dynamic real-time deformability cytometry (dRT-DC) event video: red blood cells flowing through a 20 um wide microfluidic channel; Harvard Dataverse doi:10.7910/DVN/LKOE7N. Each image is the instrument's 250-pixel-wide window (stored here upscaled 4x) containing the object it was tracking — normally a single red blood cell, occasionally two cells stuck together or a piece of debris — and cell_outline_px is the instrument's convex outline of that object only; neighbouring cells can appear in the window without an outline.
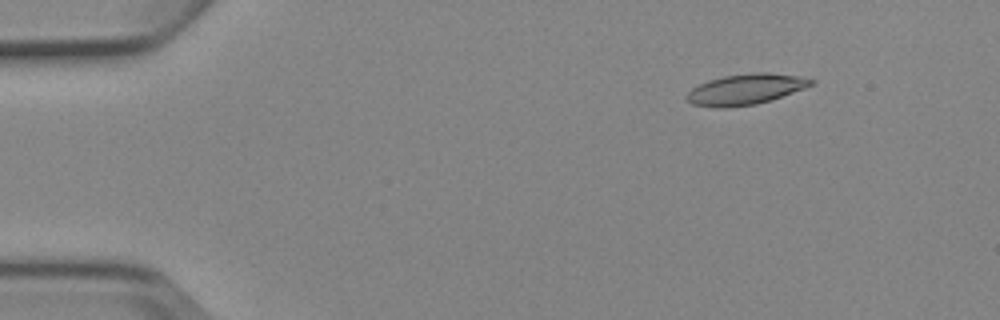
{"species": "Egyptian fruit bat (a non-hibernating species)", "species_latin": "Rousettus aegyptiacus", "temperature_condition": "cold", "stored_images_in_passage": 6, "camera_frame_rate_fps": 3000, "um_per_image_px": 0.085, "animal": {"sex": "female"}, "frame": {"image": 1, "passage_image": 2, "time_ms": 1.0, "image_size_px": [1000, 320], "cell_outline_px": [[816, 84], [772, 100], [756, 104], [728, 108], [720, 108], [692, 104], [684, 96], [692, 88], [708, 80], [724, 76], [752, 72], [768, 72], [804, 76], [816, 80]], "centroid_in_image_um": [63.44, 7.58], "position_along_channel_um": 21.6, "area_um2": 22.6}}
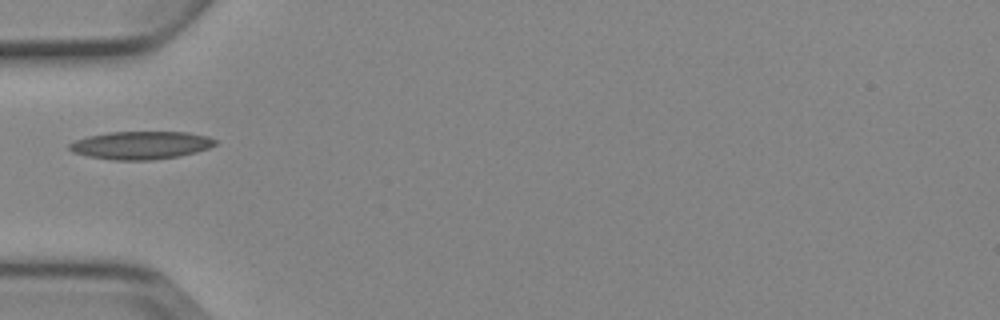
{"frame": {"image": 2, "passage_image": 5, "time_ms": 4.667, "image_size_px": [1000, 320], "cell_outline_px": [[216, 144], [208, 148], [196, 152], [180, 156], [152, 160], [112, 160], [88, 156], [72, 152], [68, 148], [68, 144], [76, 140], [88, 136], [108, 132], [188, 132], [208, 136], [216, 140]], "centroid_in_image_um": [11.97, 12.34], "position_along_channel_um": 73.0, "area_um2": 23.81}}
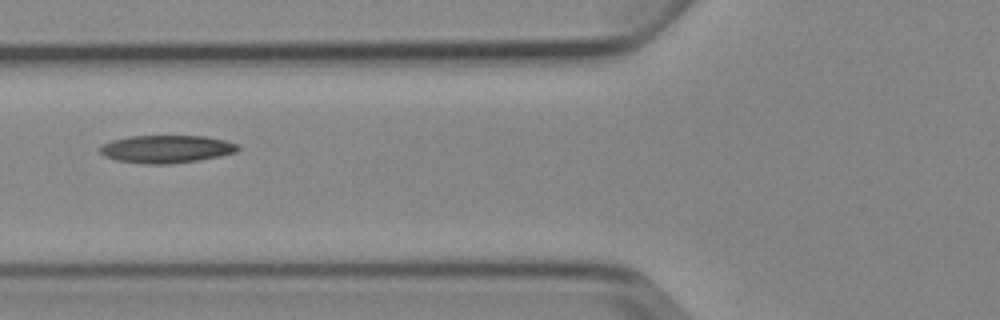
{"frame": {"image": 3, "passage_image": 6, "time_ms": 5.667, "image_size_px": [1000, 320], "cell_outline_px": [[240, 148], [236, 152], [220, 156], [200, 160], [168, 164], [144, 164], [116, 160], [104, 156], [100, 152], [100, 148], [104, 144], [112, 140], [128, 136], [204, 136], [224, 140], [240, 144]], "centroid_in_image_um": [14.17, 12.67], "position_along_channel_um": 111.6, "area_um2": 22.37}}